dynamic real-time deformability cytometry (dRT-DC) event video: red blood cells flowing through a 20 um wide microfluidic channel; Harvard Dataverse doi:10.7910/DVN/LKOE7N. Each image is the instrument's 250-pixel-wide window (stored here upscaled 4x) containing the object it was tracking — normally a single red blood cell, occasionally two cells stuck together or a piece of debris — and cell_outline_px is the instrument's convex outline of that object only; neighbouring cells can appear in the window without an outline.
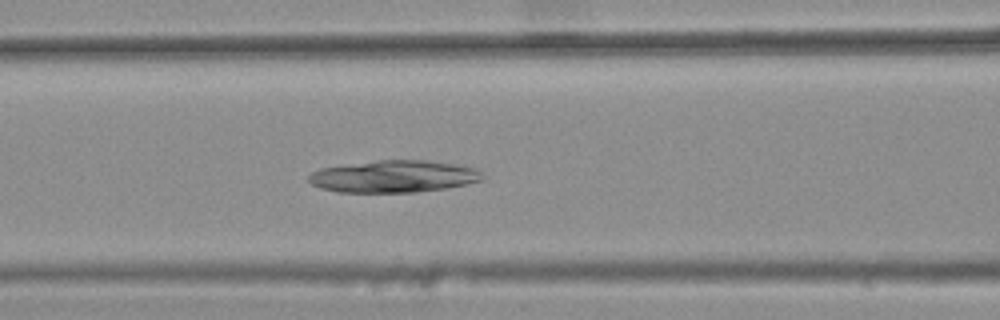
{"species": "common noctule bat (a hibernating species)", "species_latin": "Nyctalus noctula", "temperature_condition": "warm", "stored_images_in_passage": 43, "camera_frame_rate_fps": 3000, "um_per_image_px": 0.085, "animal": {"sex": "female", "body_mass_g": 25.1}, "frame": {"image": 1, "passage_image": 21, "time_ms": 6.667, "image_size_px": [1000, 320], "cell_outline_px": [[484, 180], [444, 188], [416, 192], [336, 192], [320, 188], [312, 184], [308, 180], [308, 176], [312, 172], [320, 168], [376, 160], [428, 160], [452, 164], [472, 168], [480, 172], [484, 176]], "centroid_in_image_um": [33.41, 15.0], "position_along_channel_um": 133.2, "area_um2": 32.31}}
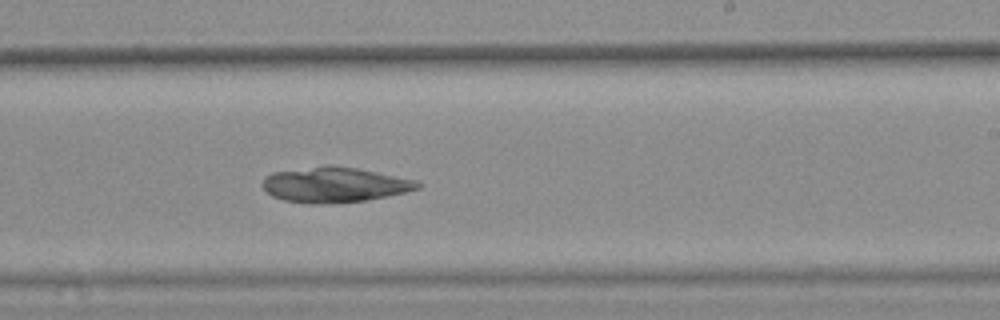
{"frame": {"image": 2, "passage_image": 31, "time_ms": 10.0, "image_size_px": [1000, 320], "cell_outline_px": [[424, 184], [420, 188], [388, 196], [364, 200], [324, 204], [320, 204], [284, 200], [272, 196], [260, 184], [264, 176], [272, 172], [324, 164], [328, 164], [356, 168], [416, 180]], "centroid_in_image_um": [28.4, 15.68], "position_along_channel_um": 260.6, "area_um2": 31.91}}
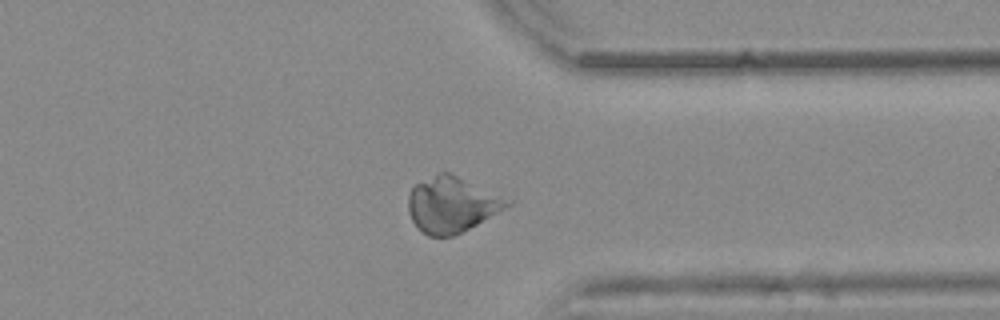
{"frame": {"image": 3, "passage_image": 40, "time_ms": 13.0, "image_size_px": [1000, 320], "cell_outline_px": [[516, 200], [512, 204], [476, 224], [452, 236], [428, 236], [416, 228], [408, 212], [408, 196], [412, 188], [416, 184], [440, 172], [448, 172]], "centroid_in_image_um": [38.42, 17.38], "position_along_channel_um": 373.0, "area_um2": 32.02}}